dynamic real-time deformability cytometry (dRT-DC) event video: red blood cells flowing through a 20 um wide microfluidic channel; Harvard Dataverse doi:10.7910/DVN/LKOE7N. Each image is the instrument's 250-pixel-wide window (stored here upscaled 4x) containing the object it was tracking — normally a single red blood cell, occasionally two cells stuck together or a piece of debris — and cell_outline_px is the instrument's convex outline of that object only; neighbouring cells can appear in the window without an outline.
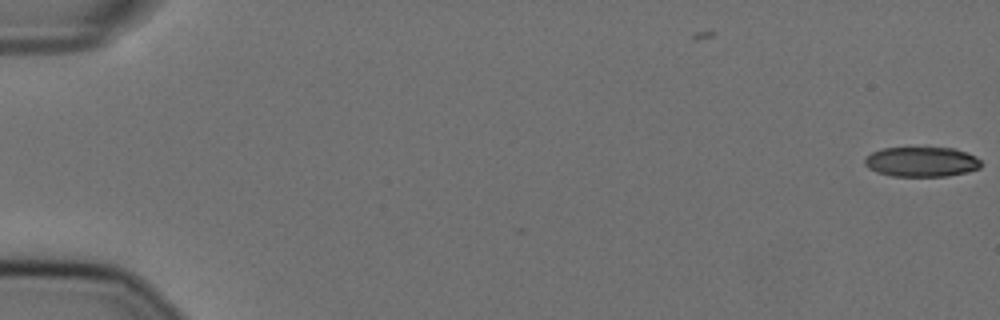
{"species": "Egyptian fruit bat (a non-hibernating species)", "species_latin": "Rousettus aegyptiacus", "temperature_condition": "cold", "stored_images_in_passage": 3, "camera_frame_rate_fps": 3000, "um_per_image_px": 0.085, "animal": {"sex": "female"}, "frame": {"image": 1, "passage_image": 3, "time_ms": 0.667, "image_size_px": [1000, 320], "cell_outline_px": [[980, 168], [968, 172], [948, 176], [892, 176], [876, 172], [868, 168], [864, 164], [864, 156], [872, 152], [884, 148], [956, 148], [968, 152], [976, 156], [980, 160]], "centroid_in_image_um": [78.33, 13.75], "position_along_channel_um": 6.7, "area_um2": 20.46}}